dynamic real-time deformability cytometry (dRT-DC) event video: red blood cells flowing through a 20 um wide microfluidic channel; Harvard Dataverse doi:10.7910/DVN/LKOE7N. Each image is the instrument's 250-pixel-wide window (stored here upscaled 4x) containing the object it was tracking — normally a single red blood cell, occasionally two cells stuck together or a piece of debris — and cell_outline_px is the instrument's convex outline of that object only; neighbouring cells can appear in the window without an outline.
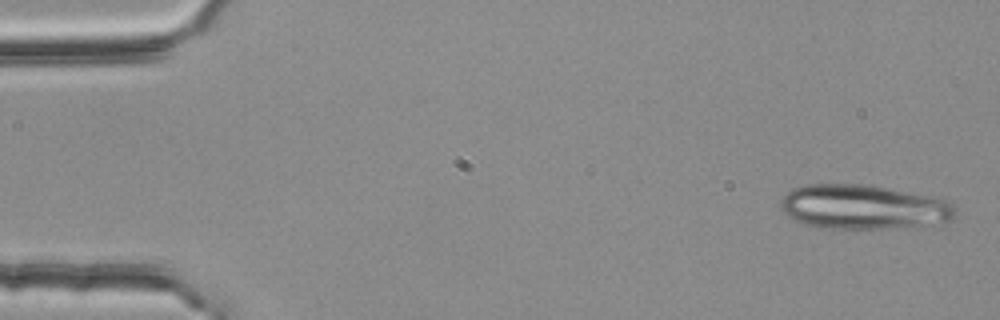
{"species": "common noctule bat (a hibernating species)", "species_latin": "Nyctalus noctula", "temperature_condition": "room temperature", "stored_images_in_passage": 4, "camera_frame_rate_fps": 3000, "um_per_image_px": 0.085, "animal": {"sex": "female", "body_mass_g": 25.1}, "frame": {"image": 1, "passage_image": 1, "time_ms": 0.0, "image_size_px": [1000, 320], "cell_outline_px": [[956, 216], [948, 220], [920, 224], [884, 228], [820, 228], [804, 224], [788, 216], [780, 208], [780, 200], [792, 188], [804, 184], [864, 184], [936, 196], [952, 200], [956, 208]], "centroid_in_image_um": [73.37, 17.56], "position_along_channel_um": 11.6, "area_um2": 45.2}}